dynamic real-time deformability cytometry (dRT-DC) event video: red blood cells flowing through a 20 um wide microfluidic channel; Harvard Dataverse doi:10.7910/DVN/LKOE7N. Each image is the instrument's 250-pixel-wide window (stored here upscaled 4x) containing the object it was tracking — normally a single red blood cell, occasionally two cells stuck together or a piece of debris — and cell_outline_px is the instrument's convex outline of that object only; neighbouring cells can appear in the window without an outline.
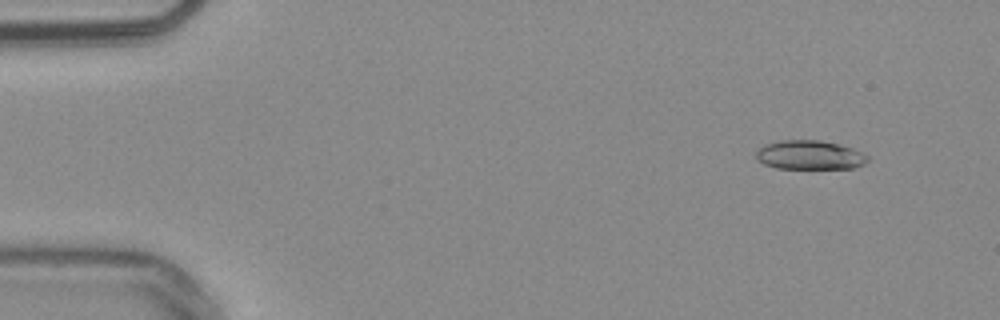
{"species": "common noctule bat (a hibernating species)", "species_latin": "Nyctalus noctula", "temperature_condition": "warm", "stored_images_in_passage": 54, "camera_frame_rate_fps": 3000, "um_per_image_px": 0.085, "animal": {"sex": "male", "body_mass_g": 20.4}, "frame": {"image": 1, "passage_image": 5, "time_ms": 1.333, "image_size_px": [1000, 320], "cell_outline_px": [[868, 160], [864, 164], [856, 168], [776, 168], [764, 164], [756, 156], [756, 152], [764, 144], [780, 140], [820, 140], [840, 144], [852, 148], [868, 156]], "centroid_in_image_um": [68.84, 13.17], "position_along_channel_um": 16.2, "area_um2": 18.84}}
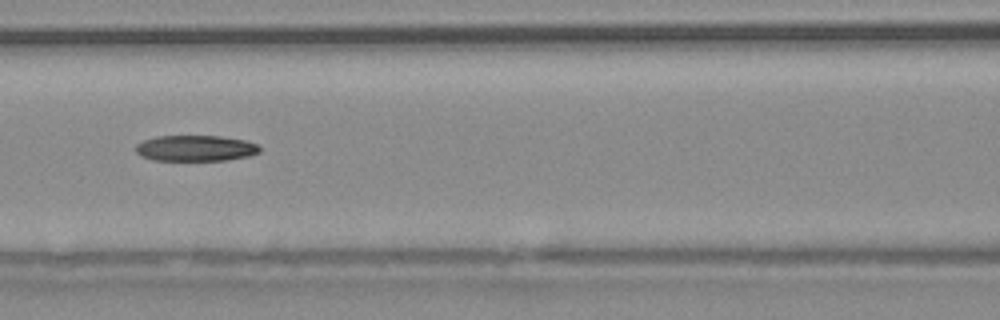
{"frame": {"image": 2, "passage_image": 24, "time_ms": 7.667, "image_size_px": [1000, 320], "cell_outline_px": [[260, 152], [248, 156], [228, 160], [152, 160], [140, 156], [136, 152], [136, 144], [144, 140], [156, 136], [220, 136], [244, 140], [256, 144], [260, 148]], "centroid_in_image_um": [16.6, 12.6], "position_along_channel_um": 150.0, "area_um2": 18.67}}
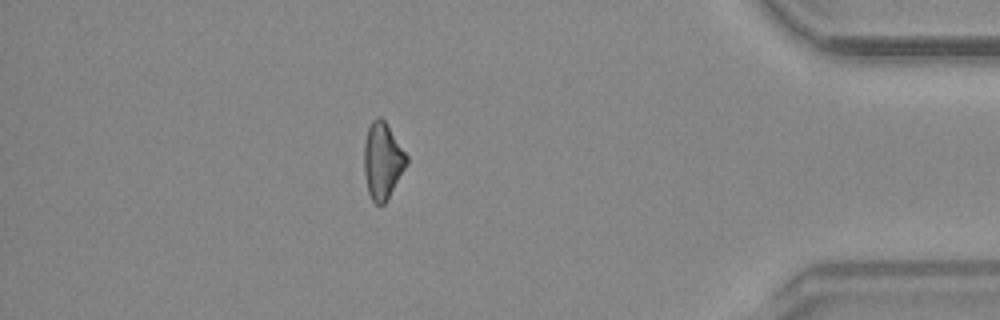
{"frame": {"image": 3, "passage_image": 47, "time_ms": 15.333, "image_size_px": [1000, 320], "cell_outline_px": [[408, 164], [384, 204], [376, 204], [372, 200], [368, 192], [364, 172], [364, 144], [368, 128], [372, 120], [376, 116], [380, 116], [384, 120], [408, 156]], "centroid_in_image_um": [32.52, 13.65], "position_along_channel_um": 402.7, "area_um2": 18.84}}